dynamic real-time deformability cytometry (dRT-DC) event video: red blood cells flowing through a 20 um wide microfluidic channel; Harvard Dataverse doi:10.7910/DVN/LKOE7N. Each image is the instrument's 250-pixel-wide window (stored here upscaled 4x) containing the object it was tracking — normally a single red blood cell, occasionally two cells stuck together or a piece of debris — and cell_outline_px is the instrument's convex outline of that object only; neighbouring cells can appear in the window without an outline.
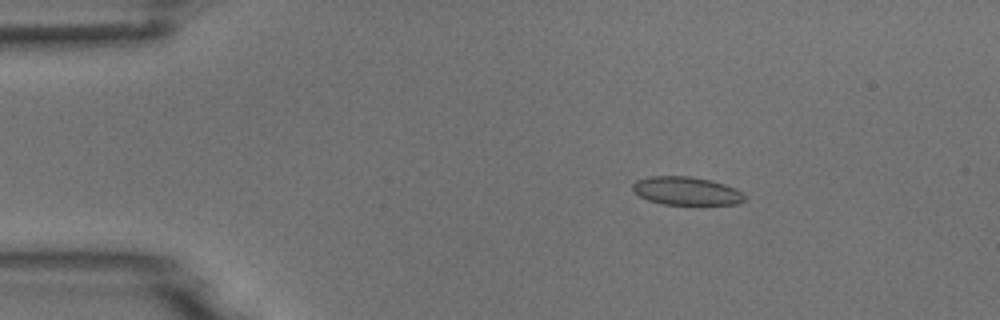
{"species": "common noctule bat (a hibernating species)", "species_latin": "Nyctalus noctula", "temperature_condition": "room temperature", "stored_images_in_passage": 5, "camera_frame_rate_fps": 3000, "um_per_image_px": 0.085, "animal": {"sex": "male", "body_mass_g": 18.8}, "frame": {"image": 1, "passage_image": 3, "time_ms": 2.333, "image_size_px": [1000, 320], "cell_outline_px": [[744, 200], [736, 204], [700, 208], [696, 208], [664, 204], [648, 200], [640, 196], [632, 188], [632, 184], [636, 180], [648, 176], [688, 176], [712, 180], [736, 188], [744, 192]], "centroid_in_image_um": [58.41, 16.28], "position_along_channel_um": 26.6, "area_um2": 19.48}}